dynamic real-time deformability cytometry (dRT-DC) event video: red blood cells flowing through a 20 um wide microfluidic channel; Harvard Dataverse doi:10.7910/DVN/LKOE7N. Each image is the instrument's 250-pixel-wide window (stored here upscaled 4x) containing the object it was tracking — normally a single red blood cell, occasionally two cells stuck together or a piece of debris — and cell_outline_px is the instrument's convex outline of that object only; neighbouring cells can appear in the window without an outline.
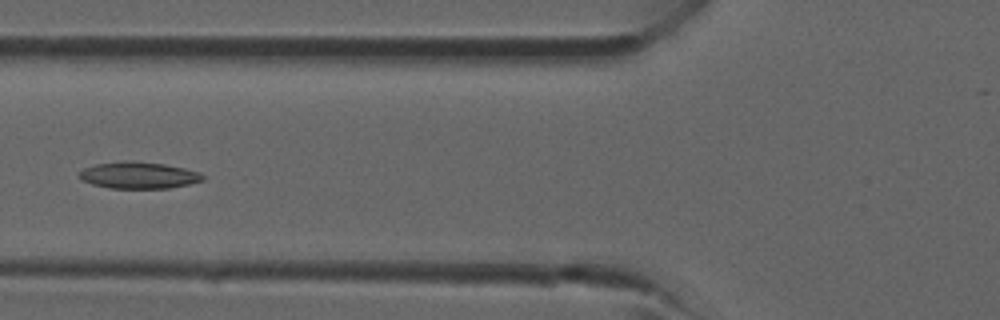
{"species": "common noctule bat (a hibernating species)", "species_latin": "Nyctalus noctula", "temperature_condition": "room temperature", "stored_images_in_passage": 30, "camera_frame_rate_fps": 3000, "um_per_image_px": 0.085, "animal": {"sex": "male", "forearm_length_mm": 52.5}, "frame": {"image": 1, "passage_image": 7, "time_ms": 2.0, "image_size_px": [1000, 320], "cell_outline_px": [[204, 180], [188, 184], [168, 188], [108, 188], [92, 184], [80, 180], [80, 172], [84, 168], [96, 164], [124, 160], [164, 164], [184, 168], [200, 172], [204, 176]], "centroid_in_image_um": [11.77, 14.89], "position_along_channel_um": 114.0, "area_um2": 19.13}}
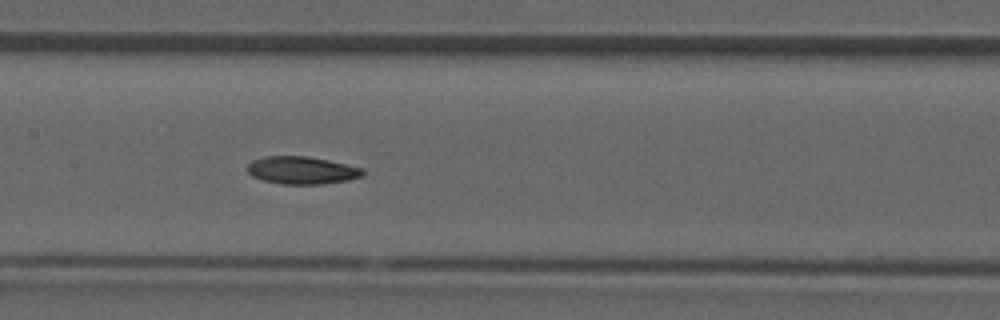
{"frame": {"image": 2, "passage_image": 11, "time_ms": 3.333, "image_size_px": [1000, 320], "cell_outline_px": [[364, 176], [348, 180], [320, 184], [280, 184], [264, 180], [252, 176], [248, 172], [248, 164], [252, 160], [264, 156], [308, 156], [328, 160], [364, 168]], "centroid_in_image_um": [25.67, 14.47], "position_along_channel_um": 181.7, "area_um2": 18.61}}
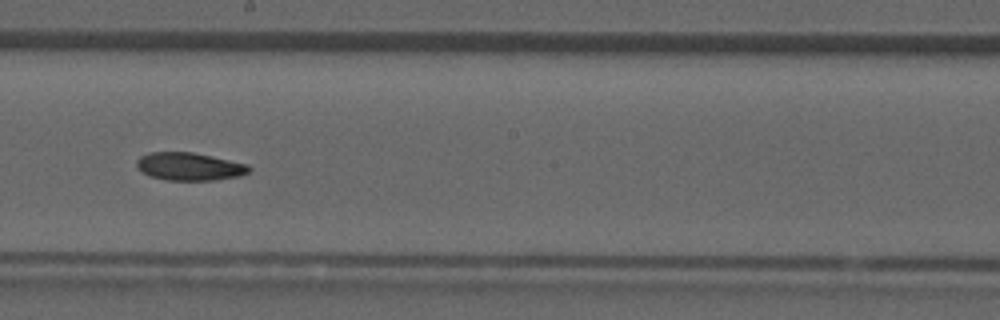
{"frame": {"image": 3, "passage_image": 14, "time_ms": 4.333, "image_size_px": [1000, 320], "cell_outline_px": [[252, 168], [248, 172], [240, 176], [216, 180], [164, 180], [152, 176], [144, 172], [136, 164], [136, 160], [140, 156], [148, 152], [192, 152], [212, 156], [248, 164]], "centroid_in_image_um": [16.13, 14.15], "position_along_channel_um": 232.1, "area_um2": 18.21}}